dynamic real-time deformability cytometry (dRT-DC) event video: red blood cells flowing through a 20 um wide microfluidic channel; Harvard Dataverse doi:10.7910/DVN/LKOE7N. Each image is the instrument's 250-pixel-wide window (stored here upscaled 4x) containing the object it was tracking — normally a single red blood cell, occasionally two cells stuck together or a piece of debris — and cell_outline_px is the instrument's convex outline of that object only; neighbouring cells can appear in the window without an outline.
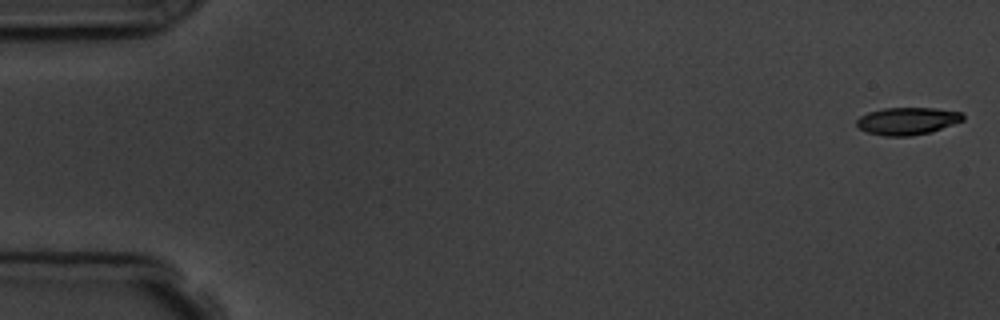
{"species": "common noctule bat (a hibernating species)", "species_latin": "Nyctalus noctula", "temperature_condition": "room temperature", "stored_images_in_passage": 6, "camera_frame_rate_fps": 3000, "um_per_image_px": 0.085, "animal": {"sex": "male", "body_mass_g": 19.5, "forearm_length_mm": 54.6}, "frame": {"image": 1, "passage_image": 1, "time_ms": 0.0, "image_size_px": [1000, 320], "cell_outline_px": [[964, 120], [932, 132], [908, 136], [884, 136], [868, 132], [860, 128], [856, 124], [856, 120], [860, 116], [868, 112], [884, 108], [936, 108], [964, 112]], "centroid_in_image_um": [77.16, 10.28], "position_along_channel_um": 7.8, "area_um2": 17.05}}
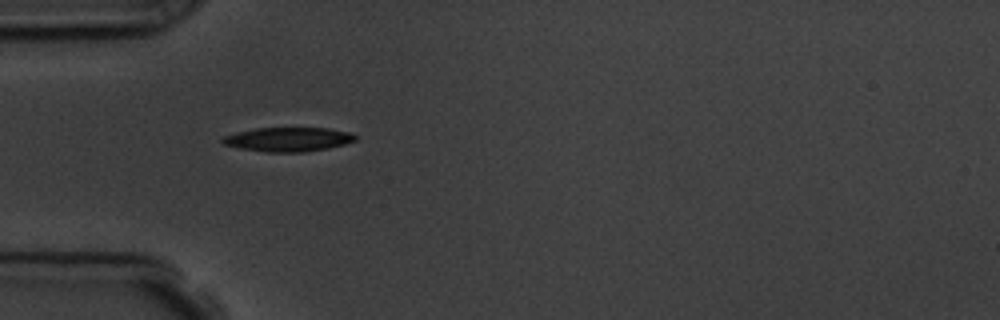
{"frame": {"image": 2, "passage_image": 5, "time_ms": 5.333, "image_size_px": [1000, 320], "cell_outline_px": [[356, 140], [344, 144], [328, 148], [304, 152], [268, 152], [240, 148], [224, 144], [220, 140], [224, 136], [236, 132], [256, 128], [328, 128], [348, 132], [356, 136]], "centroid_in_image_um": [24.48, 11.84], "position_along_channel_um": 60.5, "area_um2": 18.55}}